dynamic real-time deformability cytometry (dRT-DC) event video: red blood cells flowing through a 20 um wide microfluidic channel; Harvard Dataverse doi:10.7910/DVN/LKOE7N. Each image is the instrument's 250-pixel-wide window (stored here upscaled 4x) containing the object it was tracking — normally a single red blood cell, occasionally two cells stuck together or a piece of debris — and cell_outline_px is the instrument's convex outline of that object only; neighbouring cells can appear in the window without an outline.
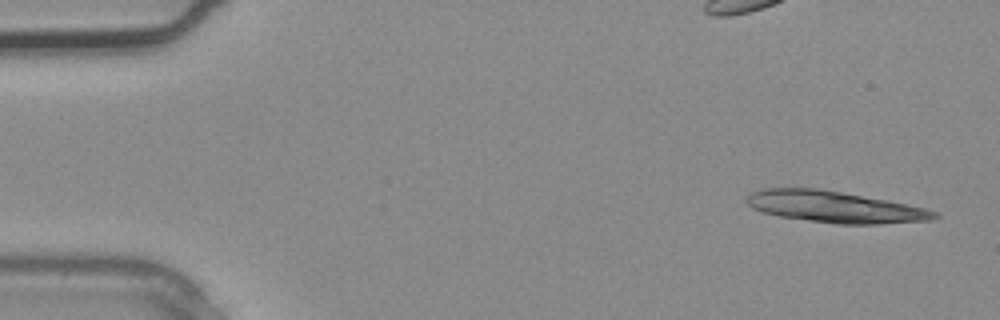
{"species": "common noctule bat (a hibernating species)", "species_latin": "Nyctalus noctula", "temperature_condition": "warm", "stored_images_in_passage": 4, "segment_of_instrument_passage": [1, 2], "camera_frame_rate_fps": 3000, "um_per_image_px": 0.085, "animal": {"sex": "male", "body_mass_g": 20.4}, "frame": {"image": 1, "passage_image": 1, "time_ms": 0.0, "image_size_px": [1000, 320], "cell_outline_px": [[940, 216], [932, 220], [880, 224], [836, 224], [780, 216], [764, 212], [752, 208], [744, 200], [752, 192], [760, 188], [816, 188], [888, 200], [928, 208], [940, 212]], "centroid_in_image_um": [71.01, 17.59], "position_along_channel_um": 14.0, "area_um2": 34.51}}